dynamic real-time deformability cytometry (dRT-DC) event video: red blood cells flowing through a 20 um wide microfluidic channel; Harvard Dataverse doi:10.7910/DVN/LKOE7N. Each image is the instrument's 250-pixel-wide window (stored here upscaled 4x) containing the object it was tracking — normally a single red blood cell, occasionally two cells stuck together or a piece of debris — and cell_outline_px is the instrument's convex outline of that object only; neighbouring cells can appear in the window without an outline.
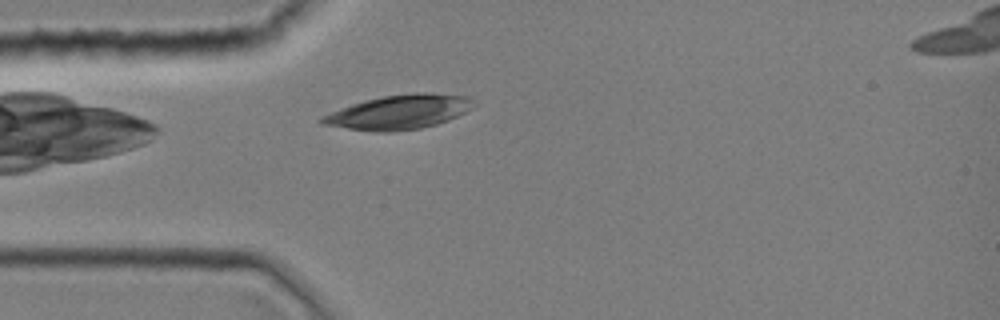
{"species": "common noctule bat (a hibernating species)", "species_latin": "Nyctalus noctula", "temperature_condition": "room temperature", "stored_images_in_passage": 24, "camera_frame_rate_fps": 3000, "um_per_image_px": 0.085, "animal": {"sex": "female", "body_mass_g": 19.0, "forearm_length_mm": 51.5}, "frame": {"image": 1, "passage_image": 3, "time_ms": 0.667, "image_size_px": [1000, 320], "cell_outline_px": [[480, 104], [448, 120], [436, 124], [420, 128], [392, 132], [376, 132], [348, 128], [324, 124], [316, 120], [340, 108], [364, 100], [384, 96], [416, 92], [432, 92], [468, 96]], "centroid_in_image_um": [33.99, 9.51], "position_along_channel_um": 51.0, "area_um2": 30.35}}
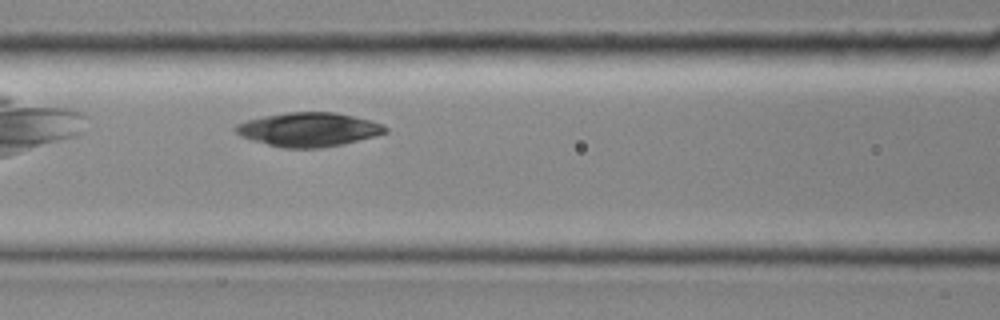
{"frame": {"image": 2, "passage_image": 9, "time_ms": 2.667, "image_size_px": [1000, 320], "cell_outline_px": [[388, 132], [376, 136], [344, 144], [320, 148], [280, 148], [252, 140], [240, 136], [232, 128], [236, 124], [248, 120], [264, 116], [288, 112], [336, 112], [372, 120], [388, 128]], "centroid_in_image_um": [26.24, 11.01], "position_along_channel_um": 140.4, "area_um2": 29.82}}
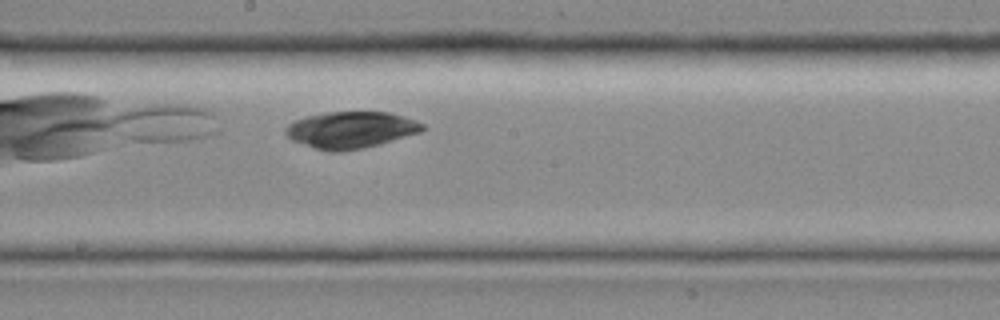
{"frame": {"image": 3, "passage_image": 14, "time_ms": 4.333, "image_size_px": [1000, 320], "cell_outline_px": [[424, 128], [420, 132], [380, 144], [364, 148], [340, 152], [328, 152], [292, 140], [284, 132], [284, 128], [288, 124], [304, 116], [328, 112], [388, 112], [416, 120], [424, 124]], "centroid_in_image_um": [29.8, 11.04], "position_along_channel_um": 218.4, "area_um2": 29.19}}